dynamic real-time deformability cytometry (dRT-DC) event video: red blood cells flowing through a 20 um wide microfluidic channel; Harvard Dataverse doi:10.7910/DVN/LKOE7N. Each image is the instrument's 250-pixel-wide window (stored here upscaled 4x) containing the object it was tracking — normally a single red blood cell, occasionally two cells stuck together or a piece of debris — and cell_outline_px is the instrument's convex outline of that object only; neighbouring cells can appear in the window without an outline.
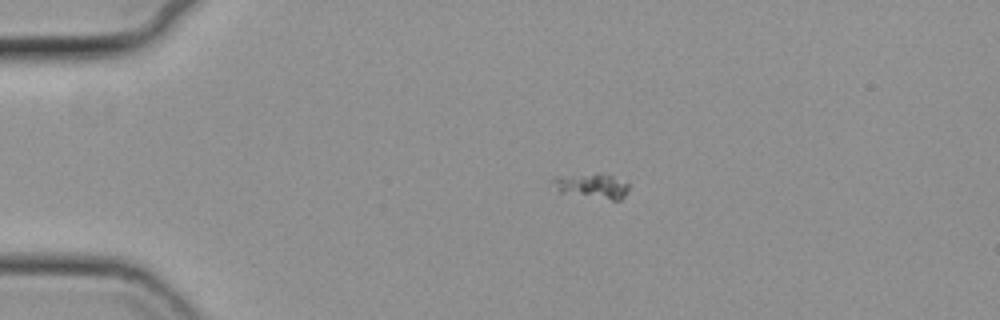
{"species": "common noctule bat (a hibernating species)", "species_latin": "Nyctalus noctula", "temperature_condition": "cold", "stored_images_in_passage": 30, "camera_frame_rate_fps": 3000, "um_per_image_px": 0.085, "animal": {"sex": "female", "body_mass_g": 19.3, "forearm_length_mm": 54.1}, "frame": {"image": 1, "passage_image": 1, "time_ms": 0.0, "image_size_px": [1000, 320], "cell_outline_px": [[628, 188], [624, 196], [620, 200], [612, 200], [560, 192], [552, 180], [552, 176], [596, 172], [600, 172], [628, 180]], "centroid_in_image_um": [50.36, 15.75], "position_along_channel_um": 34.6, "area_um2": 11.33}}
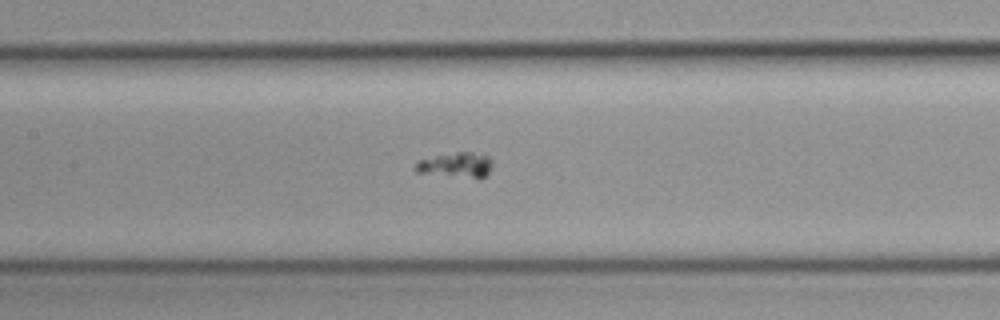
{"frame": {"image": 2, "passage_image": 16, "time_ms": 5.0, "image_size_px": [1000, 320], "cell_outline_px": [[492, 164], [488, 172], [480, 180], [416, 172], [412, 168], [420, 160], [436, 156], [456, 152], [472, 152], [488, 156], [492, 160]], "centroid_in_image_um": [38.78, 14.05], "position_along_channel_um": 168.6, "area_um2": 11.39}}
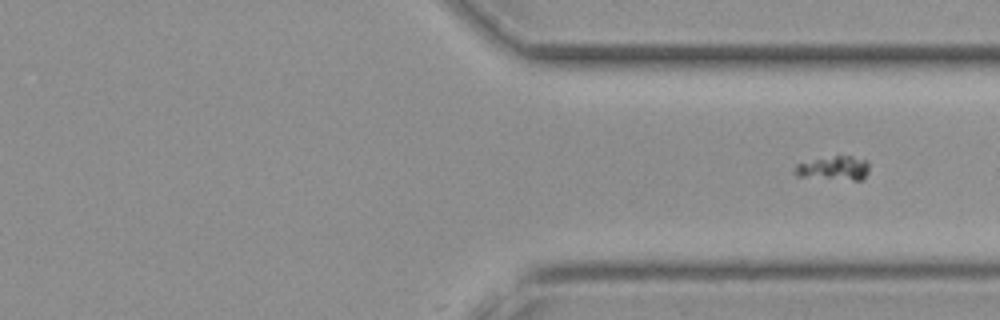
{"frame": {"image": 3, "passage_image": 30, "time_ms": 9.667, "image_size_px": [1000, 320], "cell_outline_px": [[868, 172], [860, 180], [852, 180], [796, 176], [792, 172], [792, 168], [796, 164], [836, 156], [852, 156], [868, 160]], "centroid_in_image_um": [70.86, 14.3], "position_along_channel_um": 340.5, "area_um2": 10.29}}